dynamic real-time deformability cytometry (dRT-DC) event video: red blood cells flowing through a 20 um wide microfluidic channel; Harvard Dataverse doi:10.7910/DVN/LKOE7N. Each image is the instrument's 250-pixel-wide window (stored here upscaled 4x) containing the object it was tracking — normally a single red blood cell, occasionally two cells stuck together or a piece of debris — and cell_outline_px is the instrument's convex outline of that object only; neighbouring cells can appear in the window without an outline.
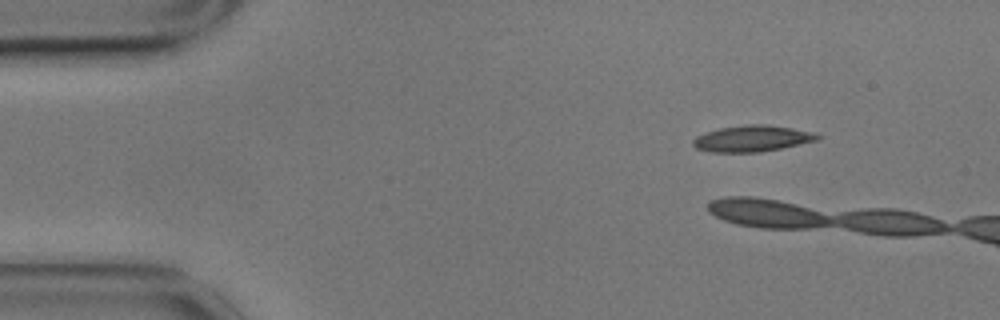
{"species": "common noctule bat (a hibernating species)", "species_latin": "Nyctalus noctula", "temperature_condition": "cold", "stored_images_in_passage": 5, "camera_frame_rate_fps": 3000, "um_per_image_px": 0.085, "animal": {"sex": "male", "body_mass_g": 17.9}, "frame": {"image": 1, "passage_image": 1, "time_ms": 0.0, "image_size_px": [1000, 320], "cell_outline_px": [[824, 136], [820, 140], [780, 148], [756, 152], [708, 152], [696, 148], [692, 144], [692, 140], [696, 136], [720, 128], [748, 124], [764, 124], [792, 128], [816, 132]], "centroid_in_image_um": [63.98, 11.77], "position_along_channel_um": 21.0, "area_um2": 19.07}}